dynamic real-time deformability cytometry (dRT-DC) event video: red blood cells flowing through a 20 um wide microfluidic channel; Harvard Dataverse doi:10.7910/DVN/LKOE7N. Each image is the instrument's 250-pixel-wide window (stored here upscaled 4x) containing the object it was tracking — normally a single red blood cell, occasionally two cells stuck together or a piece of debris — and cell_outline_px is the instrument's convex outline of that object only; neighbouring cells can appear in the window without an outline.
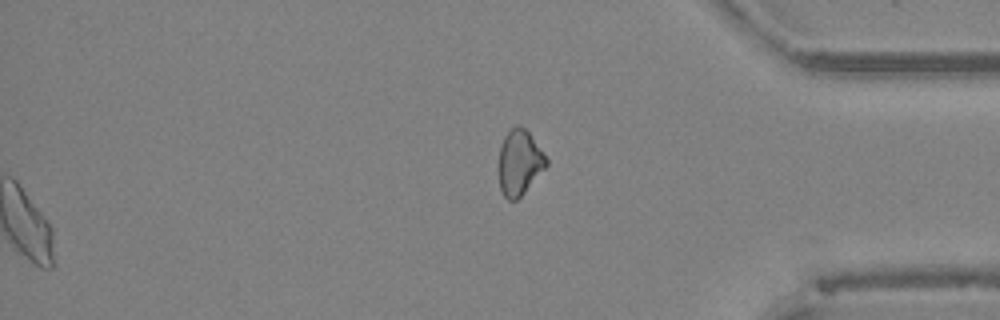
{"species": "Egyptian fruit bat (a non-hibernating species)", "species_latin": "Rousettus aegyptiacus", "temperature_condition": "cold", "stored_images_in_passage": 51, "segment_of_instrument_passage": [2, 2], "camera_frame_rate_fps": 3000, "um_per_image_px": 0.085, "animal": {"sex": "female"}, "frame": {"image": 1, "passage_image": 51, "time_ms": 16.667, "image_size_px": [1000, 320], "cell_outline_px": [[548, 164], [524, 192], [516, 200], [508, 200], [504, 196], [500, 188], [500, 148], [504, 136], [516, 124], [520, 124], [528, 132], [548, 160]], "centroid_in_image_um": [44.15, 13.8], "position_along_channel_um": 391.0, "area_um2": 17.57}}